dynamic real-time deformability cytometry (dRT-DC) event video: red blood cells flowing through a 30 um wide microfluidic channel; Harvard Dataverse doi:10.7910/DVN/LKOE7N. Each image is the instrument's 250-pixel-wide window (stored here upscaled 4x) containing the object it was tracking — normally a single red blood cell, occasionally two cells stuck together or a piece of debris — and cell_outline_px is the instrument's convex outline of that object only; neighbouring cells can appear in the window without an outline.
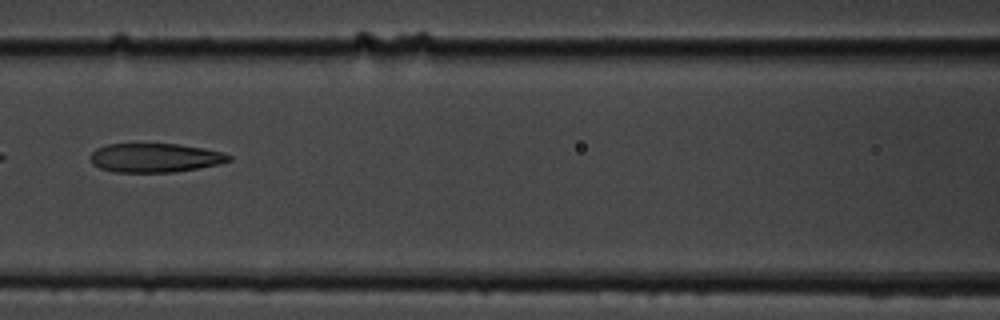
{"species": "common noctule bat (a hibernating species)", "species_latin": "Nyctalus noctula", "temperature_condition": "cold", "stored_images_in_passage": 9, "camera_frame_rate_fps": 3000, "um_per_image_px": 0.085, "animal": {"sex": "male", "body_mass_g": 19.5, "forearm_length_mm": 54.6}, "frame": {"image": 1, "passage_image": 3, "time_ms": 2.333, "image_size_px": [1000, 320], "cell_outline_px": [[232, 160], [220, 164], [172, 172], [112, 172], [100, 168], [92, 164], [88, 156], [96, 148], [108, 144], [180, 144], [204, 148], [220, 152], [232, 156]], "centroid_in_image_um": [13.14, 13.41], "position_along_channel_um": 153.5, "area_um2": 23.47}}
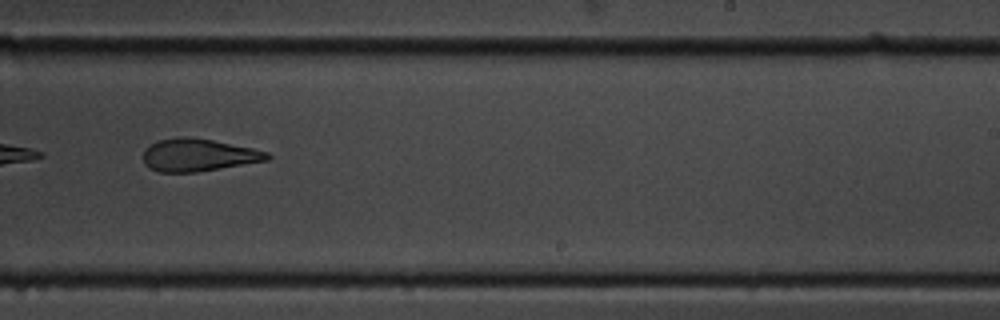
{"frame": {"image": 2, "passage_image": 6, "time_ms": 5.667, "image_size_px": [1000, 320], "cell_outline_px": [[272, 156], [268, 160], [196, 172], [160, 172], [144, 164], [144, 152], [152, 144], [160, 140], [176, 136], [188, 136], [212, 140], [252, 148], [268, 152]], "centroid_in_image_um": [16.88, 13.17], "position_along_channel_um": 272.1, "area_um2": 23.24}}
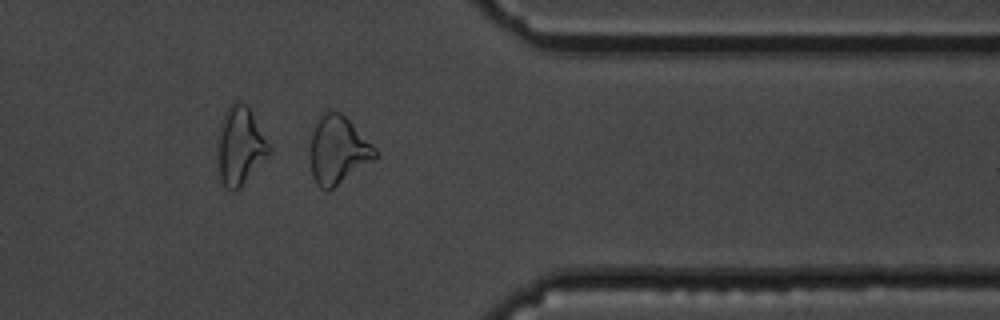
{"frame": {"image": 3, "passage_image": 9, "time_ms": 9.0, "image_size_px": [1000, 320], "cell_outline_px": [[380, 156], [328, 192], [320, 188], [316, 184], [312, 176], [312, 132], [320, 116], [324, 112], [332, 108], [340, 112], [380, 152]], "centroid_in_image_um": [28.77, 12.78], "position_along_channel_um": 382.6, "area_um2": 25.61}}